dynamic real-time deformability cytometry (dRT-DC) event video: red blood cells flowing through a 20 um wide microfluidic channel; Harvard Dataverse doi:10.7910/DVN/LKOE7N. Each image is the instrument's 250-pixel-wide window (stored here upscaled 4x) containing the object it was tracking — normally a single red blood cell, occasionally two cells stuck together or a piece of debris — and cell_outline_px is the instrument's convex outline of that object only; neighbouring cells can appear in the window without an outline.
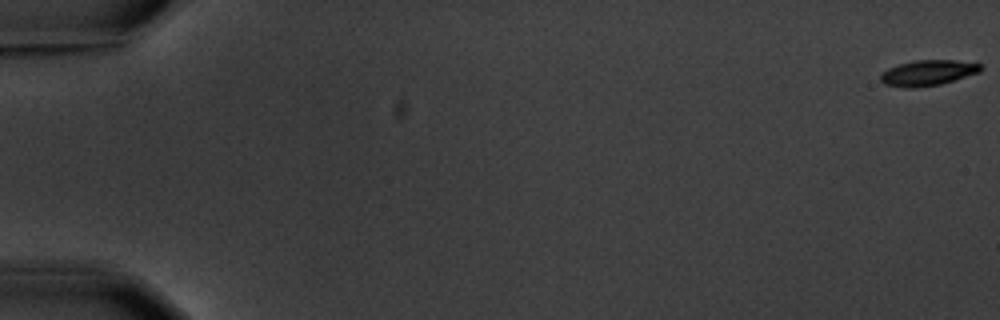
{"species": "common noctule bat (a hibernating species)", "species_latin": "Nyctalus noctula", "temperature_condition": "warm", "stored_images_in_passage": 6, "segment_of_instrument_passage": [2, 2], "camera_frame_rate_fps": 3000, "um_per_image_px": 0.085, "animal": {"sex": "male", "body_mass_g": 20.1, "forearm_length_mm": 53.5}, "frame": {"image": 1, "passage_image": 6, "time_ms": 7.0, "image_size_px": [1000, 320], "cell_outline_px": [[984, 68], [980, 72], [940, 84], [912, 88], [908, 88], [884, 84], [880, 80], [880, 72], [888, 68], [900, 64], [916, 60], [956, 60], [980, 64]], "centroid_in_image_um": [78.85, 6.19], "position_along_channel_um": 6.1, "area_um2": 14.85}}